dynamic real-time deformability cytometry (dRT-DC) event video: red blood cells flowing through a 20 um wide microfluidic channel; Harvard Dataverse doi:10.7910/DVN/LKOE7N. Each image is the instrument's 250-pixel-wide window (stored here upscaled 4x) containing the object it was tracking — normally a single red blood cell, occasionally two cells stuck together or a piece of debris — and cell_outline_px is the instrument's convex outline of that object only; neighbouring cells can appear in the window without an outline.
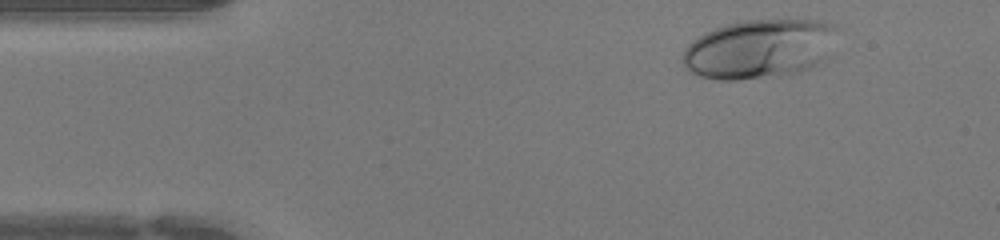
{"species": "human", "species_latin": "Homo sapiens", "temperature_condition": "warm", "stored_images_in_passage": 35, "camera_frame_rate_fps": 3000, "um_per_image_px": 0.085, "donor": {"sex": "female"}, "frame": {"image": 1, "passage_image": 2, "time_ms": 0.333, "image_size_px": [1000, 240], "cell_outline_px": [[840, 24], [824, 56], [816, 64], [800, 72], [736, 80], [716, 80], [700, 76], [688, 72], [684, 68], [680, 56], [684, 48], [688, 44], [704, 32], [728, 24], [744, 20], [820, 20]], "centroid_in_image_um": [64.46, 4.14], "position_along_channel_um": 20.5, "area_um2": 53.12}}
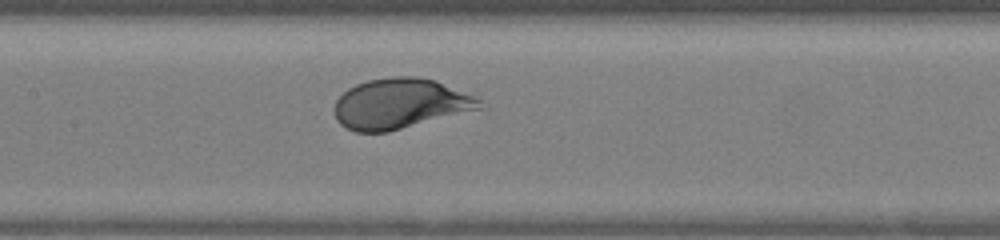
{"frame": {"image": 2, "passage_image": 17, "time_ms": 5.333, "image_size_px": [1000, 240], "cell_outline_px": [[488, 108], [388, 132], [356, 132], [340, 124], [336, 120], [332, 108], [336, 100], [348, 88], [356, 84], [368, 80], [392, 76], [416, 76], [436, 80], [476, 96]], "centroid_in_image_um": [34.06, 8.82], "position_along_channel_um": 173.3, "area_um2": 43.35}}
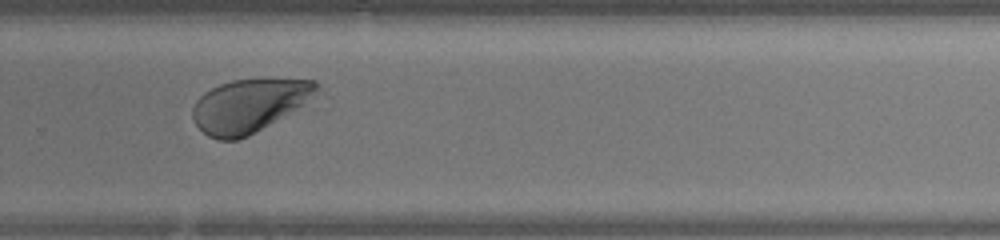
{"frame": {"image": 3, "passage_image": 26, "time_ms": 8.333, "image_size_px": [1000, 240], "cell_outline_px": [[320, 84], [304, 104], [248, 136], [236, 140], [220, 140], [208, 136], [196, 124], [192, 116], [192, 108], [196, 100], [204, 92], [220, 84], [232, 80], [316, 80]], "centroid_in_image_um": [21.1, 8.99], "position_along_channel_um": 308.7, "area_um2": 37.51}}